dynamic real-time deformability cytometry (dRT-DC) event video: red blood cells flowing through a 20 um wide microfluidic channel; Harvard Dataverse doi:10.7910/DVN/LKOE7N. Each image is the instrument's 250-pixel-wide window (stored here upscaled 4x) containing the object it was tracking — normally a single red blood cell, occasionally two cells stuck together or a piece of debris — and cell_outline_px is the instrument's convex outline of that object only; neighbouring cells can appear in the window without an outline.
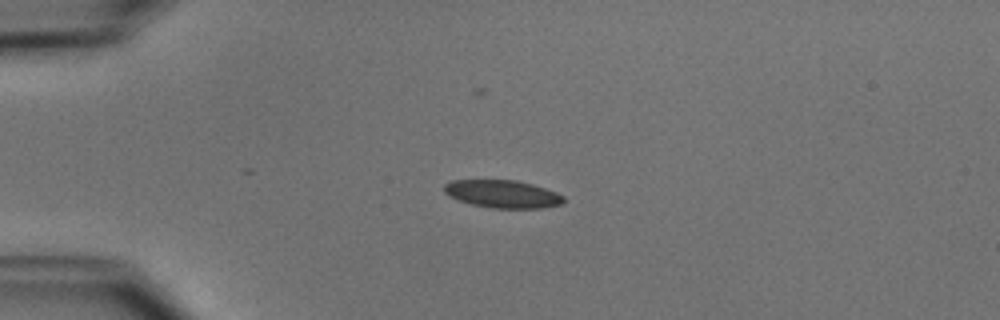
{"species": "common noctule bat (a hibernating species)", "species_latin": "Nyctalus noctula", "temperature_condition": "cold", "stored_images_in_passage": 10, "camera_frame_rate_fps": 3000, "um_per_image_px": 0.085, "animal": {"sex": "male", "body_mass_g": 15.6}, "frame": {"image": 1, "passage_image": 1, "time_ms": 0.0, "image_size_px": [1000, 320], "cell_outline_px": [[564, 200], [560, 204], [544, 208], [492, 208], [472, 204], [448, 196], [444, 192], [444, 184], [452, 180], [516, 180], [532, 184], [556, 192], [564, 196]], "centroid_in_image_um": [42.71, 16.48], "position_along_channel_um": 42.3, "area_um2": 19.25}}
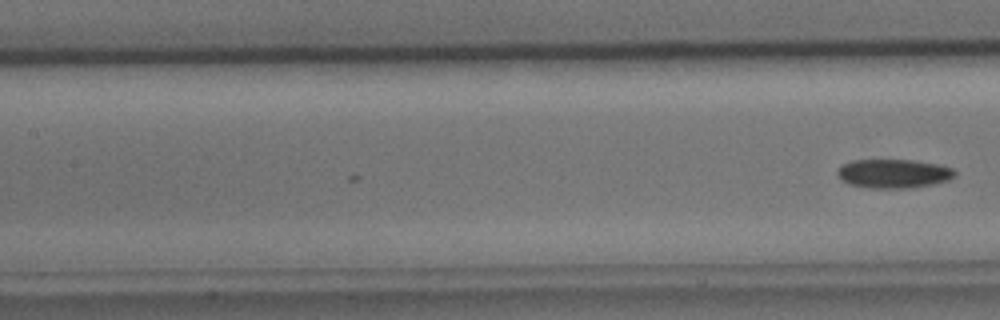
{"frame": {"image": 2, "passage_image": 10, "time_ms": 3.0, "image_size_px": [1000, 320], "cell_outline_px": [[956, 172], [948, 180], [932, 184], [908, 188], [868, 188], [848, 184], [840, 180], [836, 176], [836, 172], [840, 164], [852, 160], [912, 160], [940, 164], [952, 168]], "centroid_in_image_um": [75.87, 14.75], "position_along_channel_um": 131.5, "area_um2": 20.0}}